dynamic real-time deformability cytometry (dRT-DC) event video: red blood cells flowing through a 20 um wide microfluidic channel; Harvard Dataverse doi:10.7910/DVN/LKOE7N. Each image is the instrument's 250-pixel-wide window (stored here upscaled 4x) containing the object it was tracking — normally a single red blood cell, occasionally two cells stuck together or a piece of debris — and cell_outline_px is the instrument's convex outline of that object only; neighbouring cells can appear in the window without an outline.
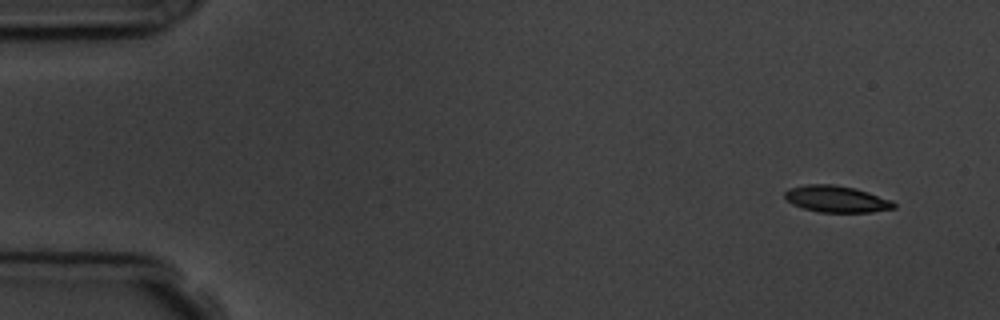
{"species": "common noctule bat (a hibernating species)", "species_latin": "Nyctalus noctula", "temperature_condition": "room temperature", "stored_images_in_passage": 4, "camera_frame_rate_fps": 3000, "um_per_image_px": 0.085, "animal": {"sex": "male", "body_mass_g": 19.5, "forearm_length_mm": 54.6}, "frame": {"image": 1, "passage_image": 1, "time_ms": 0.0, "image_size_px": [1000, 320], "cell_outline_px": [[896, 208], [872, 212], [820, 212], [804, 208], [792, 204], [784, 196], [784, 192], [788, 188], [808, 184], [832, 184], [856, 188], [892, 200], [896, 204]], "centroid_in_image_um": [71.11, 16.91], "position_along_channel_um": 13.9, "area_um2": 16.94}}